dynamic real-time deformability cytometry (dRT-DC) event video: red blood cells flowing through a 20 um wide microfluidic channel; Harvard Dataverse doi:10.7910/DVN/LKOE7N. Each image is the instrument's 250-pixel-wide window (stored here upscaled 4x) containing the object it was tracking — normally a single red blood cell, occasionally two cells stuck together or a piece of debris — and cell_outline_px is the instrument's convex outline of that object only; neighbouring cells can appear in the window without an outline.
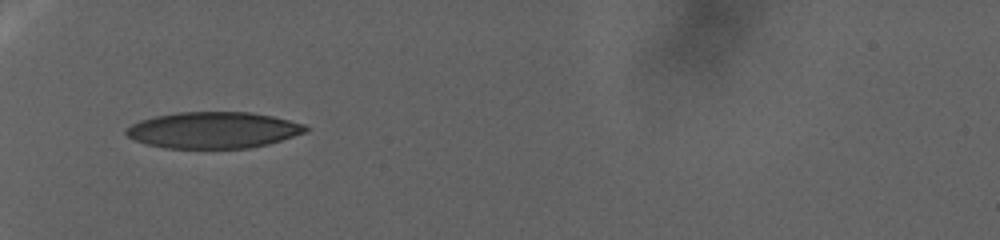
{"species": "human", "species_latin": "Homo sapiens", "temperature_condition": "warm", "stored_images_in_passage": 54, "camera_frame_rate_fps": 3000, "um_per_image_px": 0.085, "donor": {"sex": "female"}, "frame": {"image": 1, "passage_image": 1, "time_ms": 0.0, "image_size_px": [1000, 240], "cell_outline_px": [[308, 132], [268, 144], [248, 148], [164, 148], [148, 144], [136, 140], [128, 136], [124, 132], [124, 128], [140, 120], [156, 116], [176, 112], [252, 112], [272, 116], [304, 124], [308, 128]], "centroid_in_image_um": [18.13, 11.05], "position_along_channel_um": 66.9, "area_um2": 38.03}}
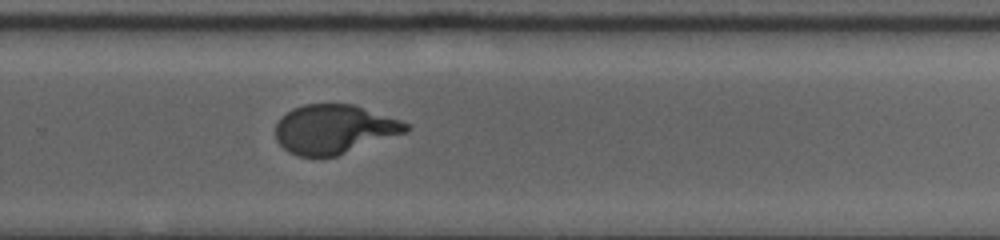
{"frame": {"image": 2, "passage_image": 21, "time_ms": 16.667, "image_size_px": [1000, 240], "cell_outline_px": [[412, 128], [404, 132], [336, 156], [296, 156], [288, 152], [276, 140], [276, 124], [280, 116], [292, 108], [304, 104], [356, 104], [400, 120], [408, 124]], "centroid_in_image_um": [28.36, 10.96], "position_along_channel_um": 301.4, "area_um2": 37.17}}
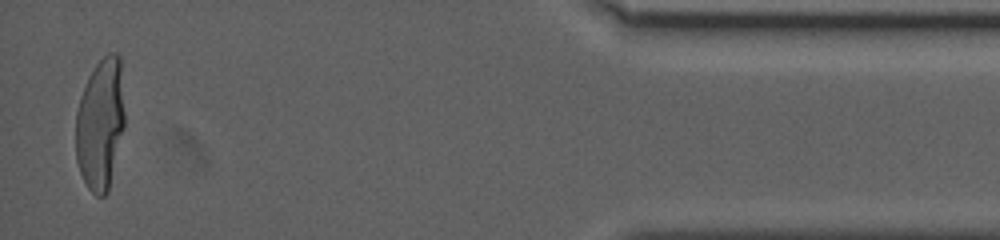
{"frame": {"image": 3, "passage_image": 53, "time_ms": 28.667, "image_size_px": [1000, 240], "cell_outline_px": [[124, 124], [108, 192], [104, 196], [96, 196], [88, 188], [80, 172], [76, 160], [76, 112], [80, 96], [88, 76], [96, 64], [108, 52], [116, 52], [120, 56], [124, 112]], "centroid_in_image_um": [8.52, 10.52], "position_along_channel_um": 426.7, "area_um2": 37.45}}